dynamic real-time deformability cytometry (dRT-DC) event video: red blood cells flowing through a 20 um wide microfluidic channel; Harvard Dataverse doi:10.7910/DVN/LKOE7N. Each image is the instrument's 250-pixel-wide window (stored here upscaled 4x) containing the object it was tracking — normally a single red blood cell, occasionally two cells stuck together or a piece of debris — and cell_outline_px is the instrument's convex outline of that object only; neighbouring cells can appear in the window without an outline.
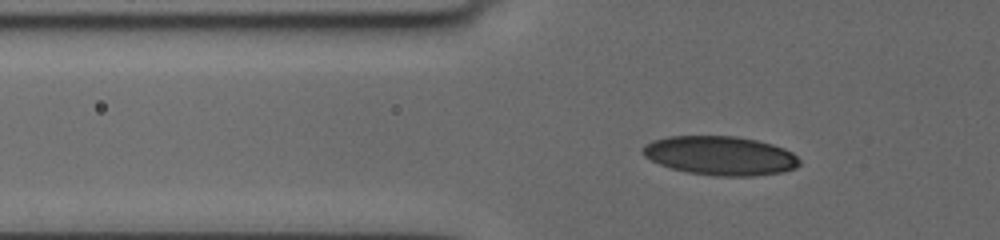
{"species": "human", "species_latin": "Homo sapiens", "temperature_condition": "cold", "stored_images_in_passage": 43, "camera_frame_rate_fps": 3000, "um_per_image_px": 0.085, "donor": {"sex": "female"}, "frame": {"image": 1, "passage_image": 19, "time_ms": 6.0, "image_size_px": [1000, 240], "cell_outline_px": [[800, 164], [796, 168], [780, 172], [752, 176], [716, 176], [688, 172], [672, 168], [660, 164], [644, 156], [640, 152], [644, 144], [652, 140], [668, 136], [736, 136], [756, 140], [772, 144], [784, 148], [792, 152], [800, 160]], "centroid_in_image_um": [61.21, 13.22], "position_along_channel_um": 64.6, "area_um2": 35.66}}
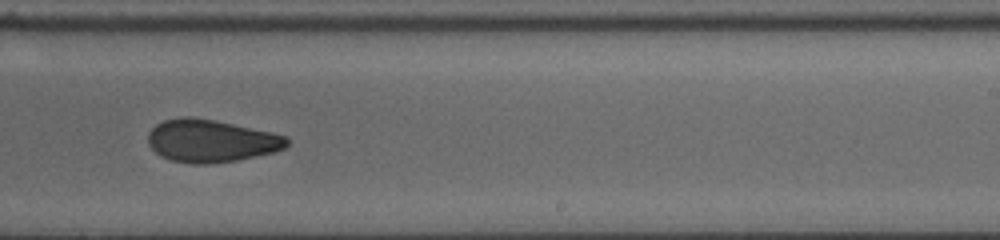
{"frame": {"image": 2, "passage_image": 31, "time_ms": 12.0, "image_size_px": [1000, 240], "cell_outline_px": [[288, 144], [284, 148], [276, 152], [236, 160], [208, 164], [192, 164], [172, 160], [160, 156], [148, 144], [148, 132], [156, 124], [164, 120], [184, 116], [188, 116], [212, 120], [272, 132], [288, 136]], "centroid_in_image_um": [17.93, 11.98], "position_along_channel_um": 271.1, "area_um2": 34.39}}
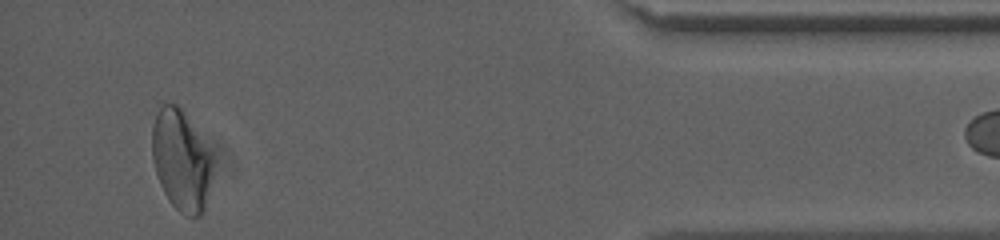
{"frame": {"image": 3, "passage_image": 42, "time_ms": 17.333, "image_size_px": [1000, 240], "cell_outline_px": [[216, 160], [204, 212], [200, 216], [184, 216], [168, 200], [160, 184], [152, 160], [152, 124], [156, 112], [164, 104], [176, 104], [184, 112]], "centroid_in_image_um": [15.42, 13.66], "position_along_channel_um": 419.8, "area_um2": 36.01}}